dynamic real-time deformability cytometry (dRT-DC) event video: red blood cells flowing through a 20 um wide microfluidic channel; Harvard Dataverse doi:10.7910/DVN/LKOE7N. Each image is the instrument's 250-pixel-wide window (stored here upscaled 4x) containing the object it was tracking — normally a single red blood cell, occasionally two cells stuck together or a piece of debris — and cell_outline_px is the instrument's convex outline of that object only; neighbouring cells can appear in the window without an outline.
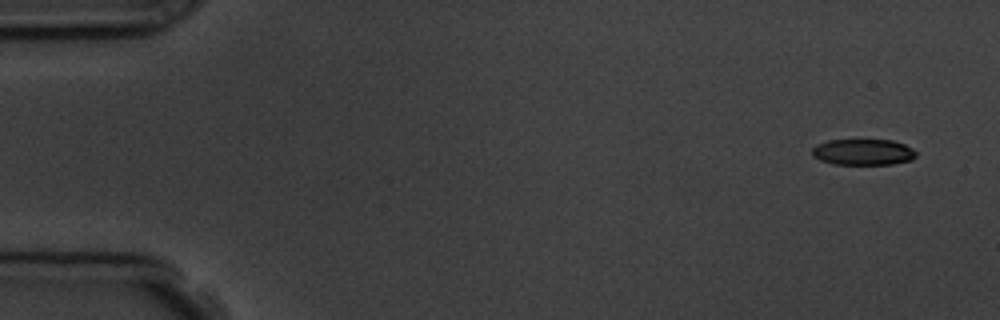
{"species": "common noctule bat (a hibernating species)", "species_latin": "Nyctalus noctula", "temperature_condition": "room temperature", "stored_images_in_passage": 4, "camera_frame_rate_fps": 3000, "um_per_image_px": 0.085, "animal": {"sex": "male", "body_mass_g": 19.5, "forearm_length_mm": 54.6}, "frame": {"image": 1, "passage_image": 1, "time_ms": 0.0, "image_size_px": [1000, 320], "cell_outline_px": [[916, 156], [912, 160], [892, 164], [832, 164], [820, 160], [812, 156], [812, 148], [816, 144], [828, 140], [892, 140], [904, 144], [912, 148], [916, 152]], "centroid_in_image_um": [73.35, 12.92], "position_along_channel_um": 11.6, "area_um2": 15.9}}